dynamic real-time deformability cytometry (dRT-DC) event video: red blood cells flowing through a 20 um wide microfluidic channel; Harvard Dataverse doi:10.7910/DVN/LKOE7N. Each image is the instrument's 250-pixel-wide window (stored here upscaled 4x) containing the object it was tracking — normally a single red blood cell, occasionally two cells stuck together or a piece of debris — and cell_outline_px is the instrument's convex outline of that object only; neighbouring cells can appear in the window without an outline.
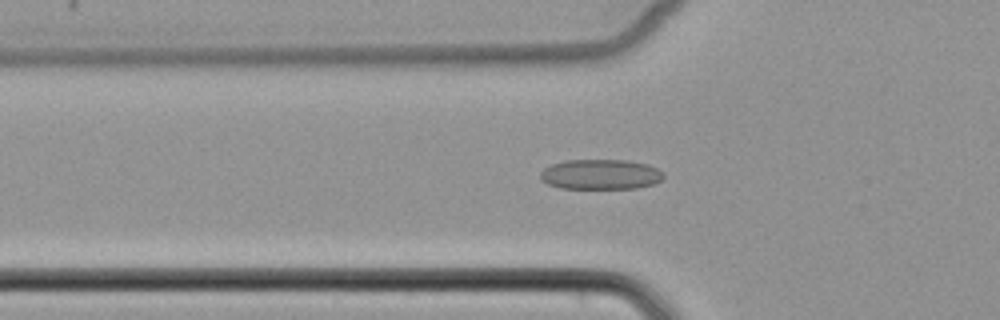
{"species": "common noctule bat (a hibernating species)", "species_latin": "Nyctalus noctula", "temperature_condition": "cold", "stored_images_in_passage": 53, "camera_frame_rate_fps": 3000, "um_per_image_px": 0.085, "animal": {"sex": "female", "body_mass_g": 22.7, "forearm_length_mm": 54.2}, "frame": {"image": 1, "passage_image": 19, "time_ms": 6.0, "image_size_px": [1000, 320], "cell_outline_px": [[664, 176], [660, 180], [652, 184], [636, 188], [560, 188], [548, 184], [540, 180], [540, 172], [544, 168], [552, 164], [564, 160], [628, 160], [648, 164], [664, 172]], "centroid_in_image_um": [51.03, 14.81], "position_along_channel_um": 74.8, "area_um2": 21.68}}
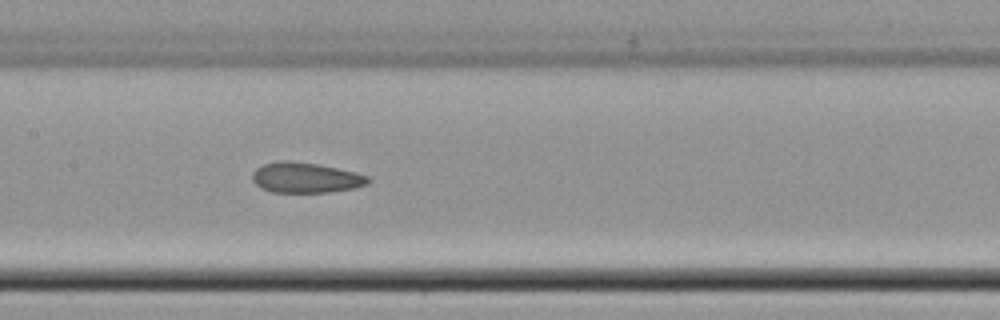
{"frame": {"image": 2, "passage_image": 27, "time_ms": 8.667, "image_size_px": [1000, 320], "cell_outline_px": [[372, 180], [368, 184], [352, 188], [328, 192], [272, 192], [260, 188], [252, 180], [252, 172], [256, 168], [264, 164], [280, 160], [288, 160], [320, 164], [368, 176]], "centroid_in_image_um": [25.94, 15.09], "position_along_channel_um": 181.5, "area_um2": 20.46}}
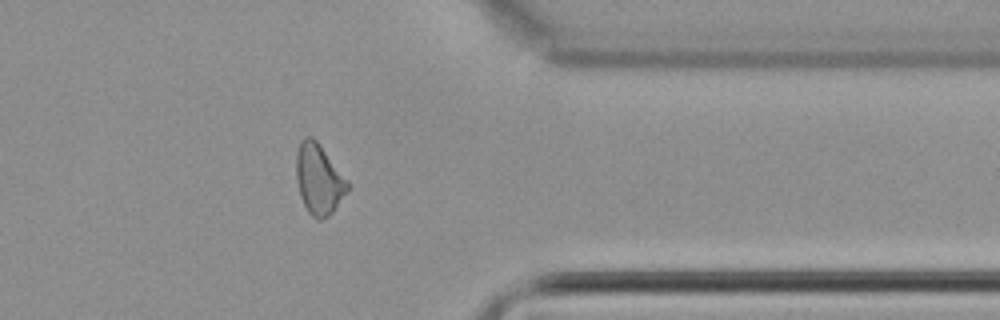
{"frame": {"image": 3, "passage_image": 43, "time_ms": 14.0, "image_size_px": [1000, 320], "cell_outline_px": [[352, 184], [348, 192], [332, 212], [328, 216], [320, 220], [316, 220], [308, 212], [300, 196], [296, 180], [296, 152], [300, 140], [304, 136], [312, 136], [320, 144]], "centroid_in_image_um": [27.12, 15.22], "position_along_channel_um": 384.3, "area_um2": 21.56}}